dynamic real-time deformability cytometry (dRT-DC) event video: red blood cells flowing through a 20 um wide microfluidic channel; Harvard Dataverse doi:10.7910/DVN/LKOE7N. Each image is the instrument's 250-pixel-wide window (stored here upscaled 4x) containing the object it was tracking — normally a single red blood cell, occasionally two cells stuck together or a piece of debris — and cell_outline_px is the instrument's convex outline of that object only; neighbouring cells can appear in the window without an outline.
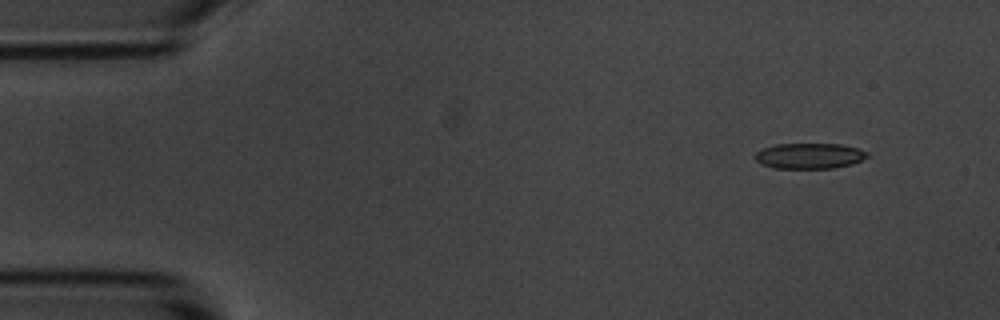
{"species": "common noctule bat (a hibernating species)", "species_latin": "Nyctalus noctula", "temperature_condition": "room temperature", "stored_images_in_passage": 5, "segment_of_instrument_passage": [1, 2], "camera_frame_rate_fps": 3000, "um_per_image_px": 0.085, "animal": {"sex": "male", "body_mass_g": 20.1, "forearm_length_mm": 53.5}, "frame": {"image": 1, "passage_image": 1, "time_ms": 0.0, "image_size_px": [1000, 320], "cell_outline_px": [[868, 156], [852, 164], [832, 168], [772, 168], [760, 164], [756, 160], [756, 152], [764, 148], [776, 144], [840, 144], [860, 148], [868, 152]], "centroid_in_image_um": [68.81, 13.25], "position_along_channel_um": 16.2, "area_um2": 16.7}}